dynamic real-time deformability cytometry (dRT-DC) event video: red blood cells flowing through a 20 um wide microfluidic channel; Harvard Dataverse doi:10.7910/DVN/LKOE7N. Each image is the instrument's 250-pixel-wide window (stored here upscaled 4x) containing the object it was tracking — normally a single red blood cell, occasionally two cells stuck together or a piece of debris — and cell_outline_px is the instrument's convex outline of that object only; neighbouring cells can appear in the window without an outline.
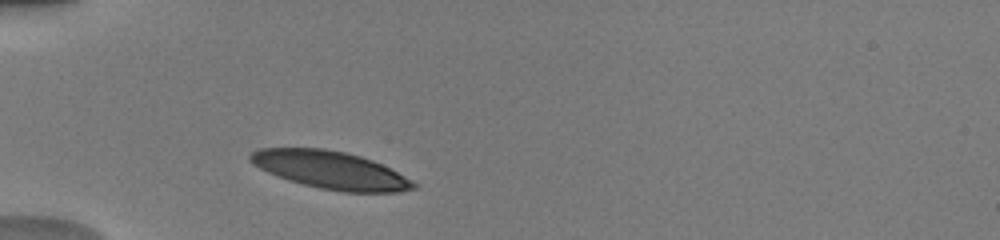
{"species": "human", "species_latin": "Homo sapiens", "temperature_condition": "warm", "stored_images_in_passage": 1, "camera_frame_rate_fps": 3000, "um_per_image_px": 0.085, "donor": {"sex": "male"}, "frame": {"image": 1, "passage_image": 1, "time_ms": 0.0, "image_size_px": [1000, 240], "cell_outline_px": [[416, 188], [396, 192], [344, 192], [320, 188], [288, 180], [268, 172], [260, 168], [248, 160], [248, 156], [252, 152], [260, 148], [324, 148], [344, 152], [360, 156], [372, 160], [412, 180], [416, 184]], "centroid_in_image_um": [28.06, 14.45], "position_along_channel_um": 56.9, "area_um2": 35.43}}